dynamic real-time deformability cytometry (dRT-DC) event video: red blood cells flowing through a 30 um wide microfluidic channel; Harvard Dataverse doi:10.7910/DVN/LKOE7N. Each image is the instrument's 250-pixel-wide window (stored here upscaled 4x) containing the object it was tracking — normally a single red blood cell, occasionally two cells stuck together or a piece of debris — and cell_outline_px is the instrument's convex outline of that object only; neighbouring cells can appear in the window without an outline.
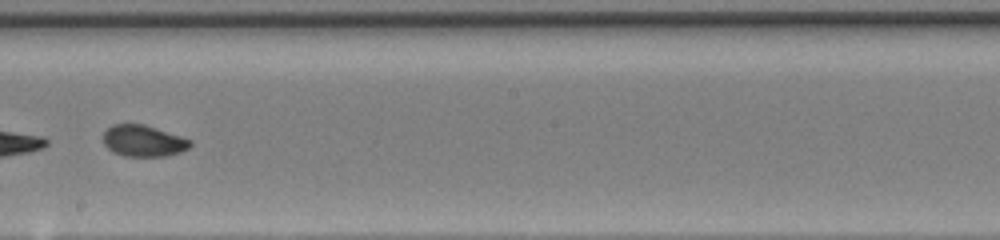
{"species": "common noctule bat (a hibernating species)", "species_latin": "Nyctalus noctula", "temperature_condition": "warm", "stored_images_in_passage": 49, "camera_frame_rate_fps": 3000, "um_per_image_px": 0.085, "animal": {"sex": "female", "body_mass_g": 20.0, "forearm_length_mm": 54.0}, "frame": {"image": 1, "passage_image": 30, "time_ms": 9.667, "image_size_px": [1000, 240], "cell_outline_px": [[192, 144], [188, 148], [180, 152], [164, 156], [124, 156], [112, 152], [104, 144], [104, 132], [112, 124], [144, 124], [192, 140]], "centroid_in_image_um": [12.18, 11.97], "position_along_channel_um": 236.0, "area_um2": 15.84}}